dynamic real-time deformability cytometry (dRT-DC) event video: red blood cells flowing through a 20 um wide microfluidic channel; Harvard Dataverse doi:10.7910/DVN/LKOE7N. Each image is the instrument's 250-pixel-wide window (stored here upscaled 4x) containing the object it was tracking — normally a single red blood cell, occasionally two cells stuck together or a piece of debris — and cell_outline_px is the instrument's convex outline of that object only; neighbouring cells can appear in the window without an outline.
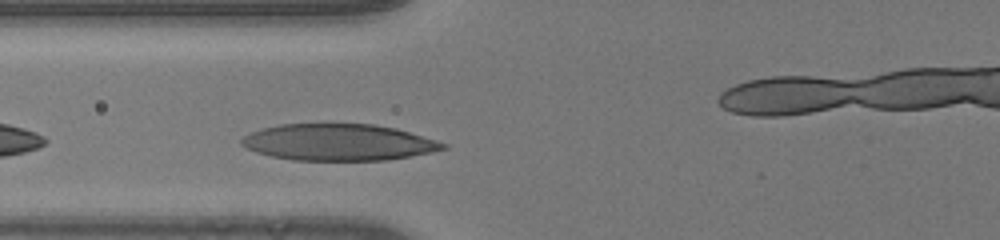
{"species": "human", "species_latin": "Homo sapiens", "temperature_condition": "room temperature", "stored_images_in_passage": 39, "camera_frame_rate_fps": 3000, "um_per_image_px": 0.085, "donor": {"sex": "male"}, "frame": {"image": 1, "passage_image": 16, "time_ms": 5.0, "image_size_px": [1000, 240], "cell_outline_px": [[448, 148], [432, 152], [388, 160], [292, 160], [272, 156], [256, 152], [240, 144], [240, 140], [244, 136], [252, 132], [264, 128], [280, 124], [372, 124], [396, 128], [436, 140], [448, 144]], "centroid_in_image_um": [28.79, 12.1], "position_along_channel_um": 97.0, "area_um2": 42.77}}
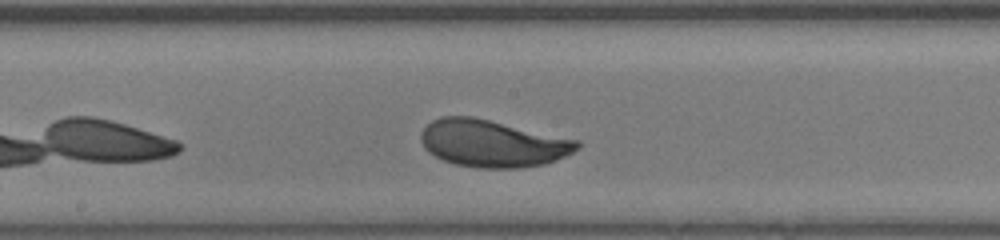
{"frame": {"image": 2, "passage_image": 24, "time_ms": 7.667, "image_size_px": [1000, 240], "cell_outline_px": [[580, 148], [556, 160], [544, 164], [520, 168], [476, 168], [456, 164], [444, 160], [428, 152], [424, 148], [420, 140], [420, 136], [424, 128], [432, 120], [440, 116], [472, 116], [580, 140]], "centroid_in_image_um": [41.86, 12.19], "position_along_channel_um": 206.3, "area_um2": 43.0}}
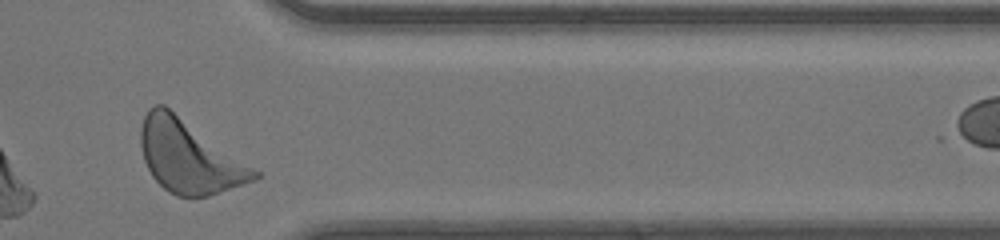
{"frame": {"image": 3, "passage_image": 38, "time_ms": 12.333, "image_size_px": [1000, 240], "cell_outline_px": [[260, 176], [256, 180], [208, 196], [176, 196], [168, 192], [152, 176], [144, 160], [140, 144], [140, 128], [144, 116], [148, 108], [152, 104], [164, 104], [260, 172]], "centroid_in_image_um": [16.05, 13.3], "position_along_channel_um": 395.4, "area_um2": 47.69}, "authors_computed_cell_mechanics": {"area_um2": 42.772, "velocity_mm_per_s": 4.102, "shape_relaxation_time_tau1_ms": 1.6355, "shape_relaxation_time_tau2_ms": null, "deformation_change_tau1": 0.1471, "deformation_change_tau2": null}}